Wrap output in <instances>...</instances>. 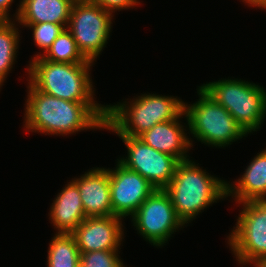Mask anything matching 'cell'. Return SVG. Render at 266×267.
I'll list each match as a JSON object with an SVG mask.
<instances>
[{"label": "cell", "instance_id": "cell-17", "mask_svg": "<svg viewBox=\"0 0 266 267\" xmlns=\"http://www.w3.org/2000/svg\"><path fill=\"white\" fill-rule=\"evenodd\" d=\"M72 0H20L13 16L17 24L55 23L68 26Z\"/></svg>", "mask_w": 266, "mask_h": 267}, {"label": "cell", "instance_id": "cell-8", "mask_svg": "<svg viewBox=\"0 0 266 267\" xmlns=\"http://www.w3.org/2000/svg\"><path fill=\"white\" fill-rule=\"evenodd\" d=\"M239 204L243 207L227 242L238 263L246 266L266 259V200Z\"/></svg>", "mask_w": 266, "mask_h": 267}, {"label": "cell", "instance_id": "cell-23", "mask_svg": "<svg viewBox=\"0 0 266 267\" xmlns=\"http://www.w3.org/2000/svg\"><path fill=\"white\" fill-rule=\"evenodd\" d=\"M101 6L104 10L115 13V11L128 10L140 4L139 0H91Z\"/></svg>", "mask_w": 266, "mask_h": 267}, {"label": "cell", "instance_id": "cell-26", "mask_svg": "<svg viewBox=\"0 0 266 267\" xmlns=\"http://www.w3.org/2000/svg\"><path fill=\"white\" fill-rule=\"evenodd\" d=\"M253 265L254 267H266V259L257 261Z\"/></svg>", "mask_w": 266, "mask_h": 267}, {"label": "cell", "instance_id": "cell-18", "mask_svg": "<svg viewBox=\"0 0 266 267\" xmlns=\"http://www.w3.org/2000/svg\"><path fill=\"white\" fill-rule=\"evenodd\" d=\"M80 251L72 234L56 233L49 243L47 267H79Z\"/></svg>", "mask_w": 266, "mask_h": 267}, {"label": "cell", "instance_id": "cell-12", "mask_svg": "<svg viewBox=\"0 0 266 267\" xmlns=\"http://www.w3.org/2000/svg\"><path fill=\"white\" fill-rule=\"evenodd\" d=\"M122 220L117 216L86 217L71 233L79 251L119 250L124 238Z\"/></svg>", "mask_w": 266, "mask_h": 267}, {"label": "cell", "instance_id": "cell-6", "mask_svg": "<svg viewBox=\"0 0 266 267\" xmlns=\"http://www.w3.org/2000/svg\"><path fill=\"white\" fill-rule=\"evenodd\" d=\"M200 87L221 104L248 134L262 127L266 117V90L261 85L223 78Z\"/></svg>", "mask_w": 266, "mask_h": 267}, {"label": "cell", "instance_id": "cell-5", "mask_svg": "<svg viewBox=\"0 0 266 267\" xmlns=\"http://www.w3.org/2000/svg\"><path fill=\"white\" fill-rule=\"evenodd\" d=\"M197 93L199 99L195 103H184L188 133L202 144L216 148L228 147L232 142L247 137L248 133L233 116L200 86Z\"/></svg>", "mask_w": 266, "mask_h": 267}, {"label": "cell", "instance_id": "cell-21", "mask_svg": "<svg viewBox=\"0 0 266 267\" xmlns=\"http://www.w3.org/2000/svg\"><path fill=\"white\" fill-rule=\"evenodd\" d=\"M29 27L33 32V40L39 49H43V54L52 45L54 40L66 28L64 25L55 23H39V24H20V26Z\"/></svg>", "mask_w": 266, "mask_h": 267}, {"label": "cell", "instance_id": "cell-14", "mask_svg": "<svg viewBox=\"0 0 266 267\" xmlns=\"http://www.w3.org/2000/svg\"><path fill=\"white\" fill-rule=\"evenodd\" d=\"M183 116L184 112L175 120L158 123L138 138L155 150L172 155L179 161L189 160L187 153L193 146V140L188 138L186 129L181 124L180 118Z\"/></svg>", "mask_w": 266, "mask_h": 267}, {"label": "cell", "instance_id": "cell-25", "mask_svg": "<svg viewBox=\"0 0 266 267\" xmlns=\"http://www.w3.org/2000/svg\"><path fill=\"white\" fill-rule=\"evenodd\" d=\"M245 4L251 7H258L266 10V0H242Z\"/></svg>", "mask_w": 266, "mask_h": 267}, {"label": "cell", "instance_id": "cell-9", "mask_svg": "<svg viewBox=\"0 0 266 267\" xmlns=\"http://www.w3.org/2000/svg\"><path fill=\"white\" fill-rule=\"evenodd\" d=\"M131 218L133 226L143 239L161 248L174 232L185 226L176 215L171 199L164 189H156Z\"/></svg>", "mask_w": 266, "mask_h": 267}, {"label": "cell", "instance_id": "cell-10", "mask_svg": "<svg viewBox=\"0 0 266 267\" xmlns=\"http://www.w3.org/2000/svg\"><path fill=\"white\" fill-rule=\"evenodd\" d=\"M124 142L127 156L117 159L125 168L139 173L156 189H165L180 162L176 157L159 152L138 137L117 135Z\"/></svg>", "mask_w": 266, "mask_h": 267}, {"label": "cell", "instance_id": "cell-15", "mask_svg": "<svg viewBox=\"0 0 266 267\" xmlns=\"http://www.w3.org/2000/svg\"><path fill=\"white\" fill-rule=\"evenodd\" d=\"M50 208L49 219L56 233L71 234L86 218L78 186L73 180L57 194Z\"/></svg>", "mask_w": 266, "mask_h": 267}, {"label": "cell", "instance_id": "cell-24", "mask_svg": "<svg viewBox=\"0 0 266 267\" xmlns=\"http://www.w3.org/2000/svg\"><path fill=\"white\" fill-rule=\"evenodd\" d=\"M14 0H0V20H11L10 7Z\"/></svg>", "mask_w": 266, "mask_h": 267}, {"label": "cell", "instance_id": "cell-16", "mask_svg": "<svg viewBox=\"0 0 266 267\" xmlns=\"http://www.w3.org/2000/svg\"><path fill=\"white\" fill-rule=\"evenodd\" d=\"M233 183H227V196L234 197L236 203L266 200V148L257 153L241 178Z\"/></svg>", "mask_w": 266, "mask_h": 267}, {"label": "cell", "instance_id": "cell-1", "mask_svg": "<svg viewBox=\"0 0 266 267\" xmlns=\"http://www.w3.org/2000/svg\"><path fill=\"white\" fill-rule=\"evenodd\" d=\"M24 126L28 132L69 135L89 129H104L106 105L71 102L47 95L28 82Z\"/></svg>", "mask_w": 266, "mask_h": 267}, {"label": "cell", "instance_id": "cell-27", "mask_svg": "<svg viewBox=\"0 0 266 267\" xmlns=\"http://www.w3.org/2000/svg\"><path fill=\"white\" fill-rule=\"evenodd\" d=\"M73 2L89 1V0H72Z\"/></svg>", "mask_w": 266, "mask_h": 267}, {"label": "cell", "instance_id": "cell-20", "mask_svg": "<svg viewBox=\"0 0 266 267\" xmlns=\"http://www.w3.org/2000/svg\"><path fill=\"white\" fill-rule=\"evenodd\" d=\"M41 56L43 59L60 63H94L88 60L78 49V46L70 33L65 28L54 40L44 54L38 53L33 58Z\"/></svg>", "mask_w": 266, "mask_h": 267}, {"label": "cell", "instance_id": "cell-22", "mask_svg": "<svg viewBox=\"0 0 266 267\" xmlns=\"http://www.w3.org/2000/svg\"><path fill=\"white\" fill-rule=\"evenodd\" d=\"M118 252L119 250L80 252L79 267H126Z\"/></svg>", "mask_w": 266, "mask_h": 267}, {"label": "cell", "instance_id": "cell-11", "mask_svg": "<svg viewBox=\"0 0 266 267\" xmlns=\"http://www.w3.org/2000/svg\"><path fill=\"white\" fill-rule=\"evenodd\" d=\"M116 163L115 169H107L112 210L114 216L131 218L156 188L139 173L125 168L118 161Z\"/></svg>", "mask_w": 266, "mask_h": 267}, {"label": "cell", "instance_id": "cell-2", "mask_svg": "<svg viewBox=\"0 0 266 267\" xmlns=\"http://www.w3.org/2000/svg\"><path fill=\"white\" fill-rule=\"evenodd\" d=\"M227 183L189 159L178 163L174 177L164 190L185 225L213 203L226 199Z\"/></svg>", "mask_w": 266, "mask_h": 267}, {"label": "cell", "instance_id": "cell-19", "mask_svg": "<svg viewBox=\"0 0 266 267\" xmlns=\"http://www.w3.org/2000/svg\"><path fill=\"white\" fill-rule=\"evenodd\" d=\"M15 20H0V88L8 77L19 48V30Z\"/></svg>", "mask_w": 266, "mask_h": 267}, {"label": "cell", "instance_id": "cell-7", "mask_svg": "<svg viewBox=\"0 0 266 267\" xmlns=\"http://www.w3.org/2000/svg\"><path fill=\"white\" fill-rule=\"evenodd\" d=\"M89 1L74 2L67 29L78 49L90 61L96 62L108 43L114 14Z\"/></svg>", "mask_w": 266, "mask_h": 267}, {"label": "cell", "instance_id": "cell-13", "mask_svg": "<svg viewBox=\"0 0 266 267\" xmlns=\"http://www.w3.org/2000/svg\"><path fill=\"white\" fill-rule=\"evenodd\" d=\"M72 180L78 186L86 217L114 216L109 172L106 168L93 167L80 178Z\"/></svg>", "mask_w": 266, "mask_h": 267}, {"label": "cell", "instance_id": "cell-3", "mask_svg": "<svg viewBox=\"0 0 266 267\" xmlns=\"http://www.w3.org/2000/svg\"><path fill=\"white\" fill-rule=\"evenodd\" d=\"M135 98L131 102L106 105L104 129L121 136L138 137L156 124L175 120L184 112V101L178 97L145 93Z\"/></svg>", "mask_w": 266, "mask_h": 267}, {"label": "cell", "instance_id": "cell-4", "mask_svg": "<svg viewBox=\"0 0 266 267\" xmlns=\"http://www.w3.org/2000/svg\"><path fill=\"white\" fill-rule=\"evenodd\" d=\"M29 62L27 81L37 90L71 102H97L89 73L94 63L52 62L41 56Z\"/></svg>", "mask_w": 266, "mask_h": 267}]
</instances>
